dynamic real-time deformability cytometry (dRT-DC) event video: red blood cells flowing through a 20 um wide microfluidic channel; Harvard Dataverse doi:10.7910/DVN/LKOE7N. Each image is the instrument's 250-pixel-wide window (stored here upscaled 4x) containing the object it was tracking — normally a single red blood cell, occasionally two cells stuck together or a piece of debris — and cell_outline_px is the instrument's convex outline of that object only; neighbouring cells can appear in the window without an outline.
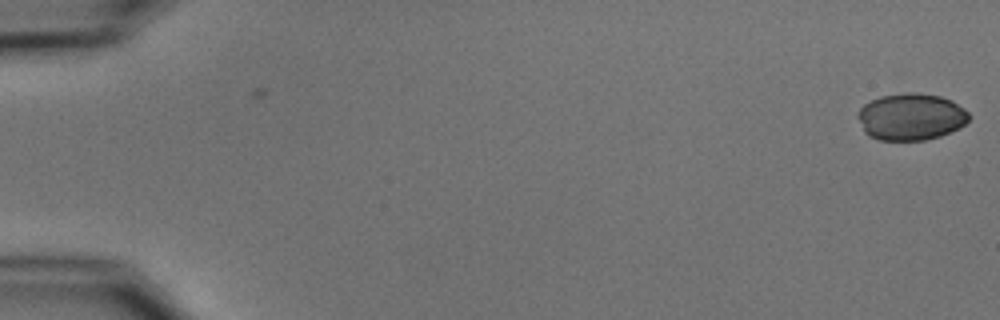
{"species": "common noctule bat (a hibernating species)", "species_latin": "Nyctalus noctula", "temperature_condition": "cold", "stored_images_in_passage": 2, "camera_frame_rate_fps": 3000, "um_per_image_px": 0.085, "animal": {"sex": "male", "body_mass_g": 15.6}, "frame": {"image": 1, "passage_image": 2, "time_ms": 1.333, "image_size_px": [1000, 320], "cell_outline_px": [[972, 116], [960, 128], [940, 136], [924, 140], [880, 140], [868, 136], [864, 132], [856, 116], [860, 108], [864, 104], [880, 96], [904, 92], [916, 92], [940, 96], [952, 100], [964, 108]], "centroid_in_image_um": [77.43, 9.92], "position_along_channel_um": 7.6, "area_um2": 30.69}}